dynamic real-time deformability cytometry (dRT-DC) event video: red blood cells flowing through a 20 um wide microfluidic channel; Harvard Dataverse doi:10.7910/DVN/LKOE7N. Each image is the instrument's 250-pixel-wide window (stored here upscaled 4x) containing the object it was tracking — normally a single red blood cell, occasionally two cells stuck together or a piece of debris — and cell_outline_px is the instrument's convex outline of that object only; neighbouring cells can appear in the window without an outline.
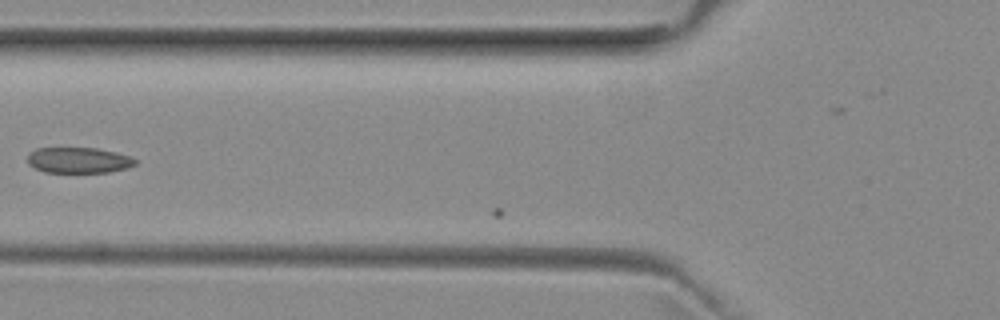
{"species": "common noctule bat (a hibernating species)", "species_latin": "Nyctalus noctula", "temperature_condition": "room temperature", "stored_images_in_passage": 6, "camera_frame_rate_fps": 3000, "um_per_image_px": 0.085, "animal": {"sex": "female", "body_mass_g": 29.2, "forearm_length_mm": 56.3}, "frame": {"image": 1, "passage_image": 4, "time_ms": 1.0, "image_size_px": [1000, 320], "cell_outline_px": [[136, 164], [128, 168], [108, 172], [44, 172], [28, 164], [28, 152], [36, 148], [96, 148], [116, 152], [128, 156], [136, 160]], "centroid_in_image_um": [6.66, 13.61], "position_along_channel_um": 119.1, "area_um2": 16.13}}